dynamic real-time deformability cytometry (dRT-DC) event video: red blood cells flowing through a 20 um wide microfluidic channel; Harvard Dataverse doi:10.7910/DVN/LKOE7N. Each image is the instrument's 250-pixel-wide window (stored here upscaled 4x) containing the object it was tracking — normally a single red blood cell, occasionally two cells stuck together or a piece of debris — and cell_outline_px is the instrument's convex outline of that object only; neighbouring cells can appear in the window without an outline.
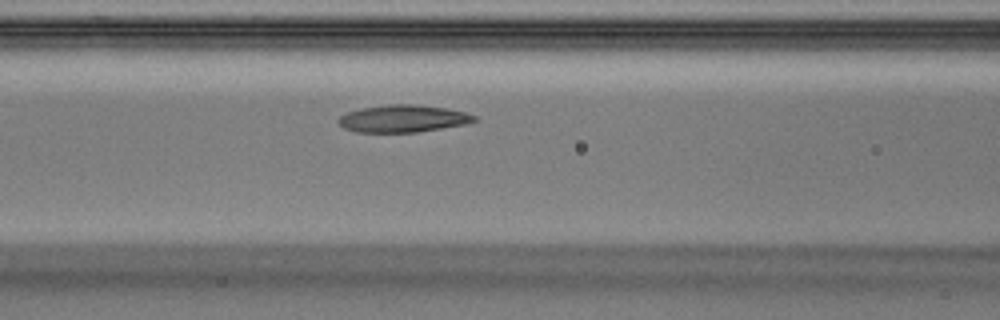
{"species": "Egyptian fruit bat (a non-hibernating species)", "species_latin": "Rousettus aegyptiacus", "temperature_condition": "warm", "stored_images_in_passage": 5, "camera_frame_rate_fps": 3000, "um_per_image_px": 0.085, "animal": {"sex": "male"}, "frame": {"image": 1, "passage_image": 3, "time_ms": 0.667, "image_size_px": [1000, 320], "cell_outline_px": [[480, 120], [464, 124], [416, 132], [356, 132], [344, 128], [336, 120], [340, 116], [348, 112], [360, 108], [388, 104], [412, 104], [444, 108], [464, 112], [476, 116]], "centroid_in_image_um": [34.23, 10.08], "position_along_channel_um": 132.4, "area_um2": 21.44}}
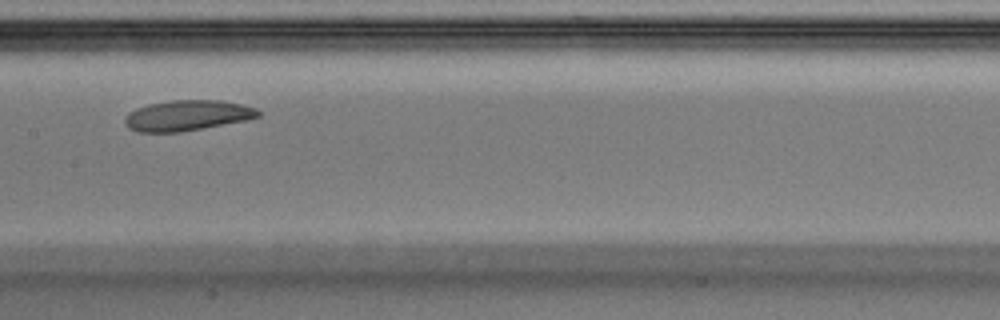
{"frame": {"image": 2, "passage_image": 5, "time_ms": 1.333, "image_size_px": [1000, 320], "cell_outline_px": [[260, 116], [248, 120], [180, 132], [140, 132], [128, 128], [124, 124], [124, 120], [128, 112], [136, 108], [148, 104], [172, 100], [220, 100], [240, 104], [256, 108], [260, 112]], "centroid_in_image_um": [15.9, 9.81], "position_along_channel_um": 191.5, "area_um2": 23.76}}